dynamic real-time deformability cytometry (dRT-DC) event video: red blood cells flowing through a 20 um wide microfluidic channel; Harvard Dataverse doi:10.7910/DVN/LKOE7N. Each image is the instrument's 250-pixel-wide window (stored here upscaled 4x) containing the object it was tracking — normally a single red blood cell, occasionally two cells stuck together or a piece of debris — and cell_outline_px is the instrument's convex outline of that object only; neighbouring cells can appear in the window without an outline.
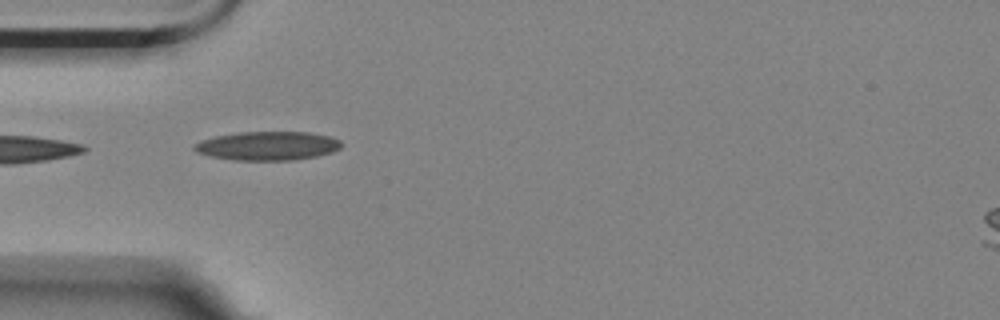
{"species": "Egyptian fruit bat (a non-hibernating species)", "species_latin": "Rousettus aegyptiacus", "temperature_condition": "room temperature", "stored_images_in_passage": 3, "camera_frame_rate_fps": 3000, "um_per_image_px": 0.085, "animal": {"sex": "female"}, "frame": {"image": 1, "passage_image": 1, "time_ms": 0.0, "image_size_px": [1000, 320], "cell_outline_px": [[340, 148], [332, 152], [316, 156], [292, 160], [236, 160], [212, 156], [196, 152], [192, 148], [200, 140], [216, 136], [240, 132], [308, 132], [332, 136], [340, 140]], "centroid_in_image_um": [22.76, 12.39], "position_along_channel_um": 62.2, "area_um2": 24.57}}